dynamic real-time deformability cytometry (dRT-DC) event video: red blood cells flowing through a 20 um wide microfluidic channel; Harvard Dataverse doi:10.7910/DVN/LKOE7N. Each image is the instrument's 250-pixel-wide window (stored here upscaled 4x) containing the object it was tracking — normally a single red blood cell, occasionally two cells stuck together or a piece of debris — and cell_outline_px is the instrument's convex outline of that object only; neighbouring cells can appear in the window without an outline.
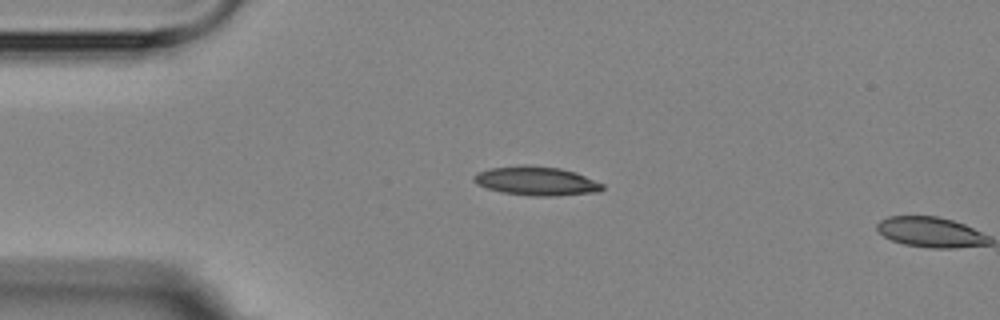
{"species": "Egyptian fruit bat (a non-hibernating species)", "species_latin": "Rousettus aegyptiacus", "temperature_condition": "room temperature", "stored_images_in_passage": 4, "camera_frame_rate_fps": 3000, "um_per_image_px": 0.085, "animal": {"sex": "female"}, "frame": {"image": 1, "passage_image": 3, "time_ms": 2.333, "image_size_px": [1000, 320], "cell_outline_px": [[604, 188], [596, 192], [556, 196], [532, 196], [500, 192], [476, 184], [472, 180], [472, 176], [476, 172], [488, 168], [524, 164], [528, 164], [560, 168], [576, 172], [604, 184]], "centroid_in_image_um": [45.54, 15.37], "position_along_channel_um": 39.5, "area_um2": 22.02}}